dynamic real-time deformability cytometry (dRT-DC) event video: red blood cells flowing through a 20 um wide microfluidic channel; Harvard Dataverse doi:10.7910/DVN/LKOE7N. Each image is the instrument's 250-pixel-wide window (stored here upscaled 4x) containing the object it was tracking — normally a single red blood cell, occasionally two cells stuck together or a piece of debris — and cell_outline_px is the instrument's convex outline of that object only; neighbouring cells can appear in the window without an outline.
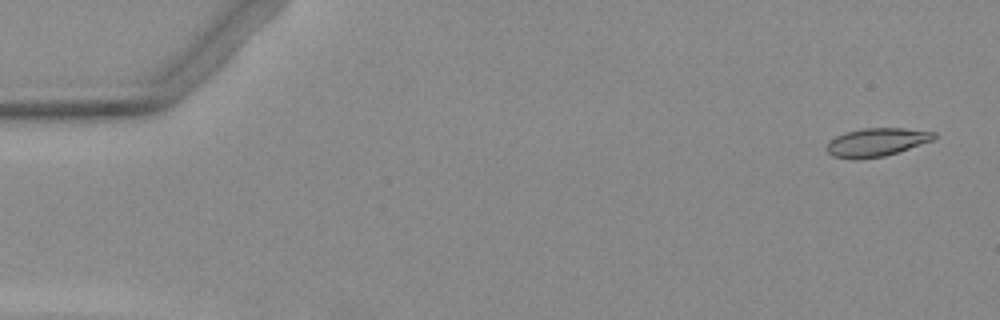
{"species": "Egyptian fruit bat (a non-hibernating species)", "species_latin": "Rousettus aegyptiacus", "temperature_condition": "warm", "stored_images_in_passage": 5, "camera_frame_rate_fps": 3000, "um_per_image_px": 0.085, "animal": {"sex": "female"}, "frame": {"image": 1, "passage_image": 1, "time_ms": 0.0, "image_size_px": [1000, 320], "cell_outline_px": [[936, 136], [932, 140], [884, 156], [856, 160], [852, 160], [832, 156], [824, 148], [828, 140], [844, 132], [864, 128], [904, 128], [936, 132]], "centroid_in_image_um": [74.42, 12.09], "position_along_channel_um": 10.6, "area_um2": 17.8}}
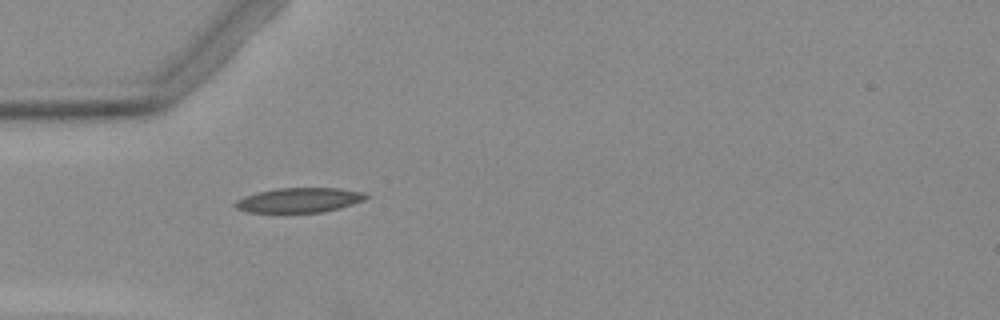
{"frame": {"image": 2, "passage_image": 4, "time_ms": 4.667, "image_size_px": [1000, 320], "cell_outline_px": [[368, 196], [364, 200], [340, 208], [324, 212], [248, 212], [236, 208], [232, 204], [236, 200], [244, 196], [256, 192], [276, 188], [340, 188], [368, 192]], "centroid_in_image_um": [25.44, 17.0], "position_along_channel_um": 59.6, "area_um2": 19.02}}
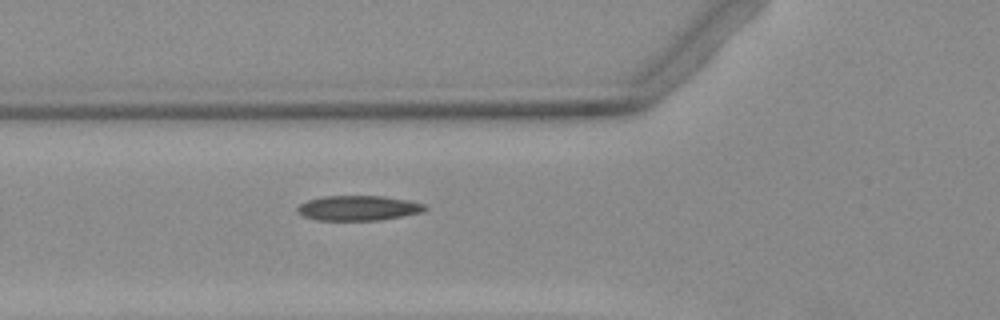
{"frame": {"image": 3, "passage_image": 5, "time_ms": 5.667, "image_size_px": [1000, 320], "cell_outline_px": [[428, 208], [420, 212], [380, 220], [316, 220], [304, 216], [296, 212], [296, 208], [300, 204], [308, 200], [324, 196], [384, 196], [424, 204]], "centroid_in_image_um": [30.39, 17.68], "position_along_channel_um": 95.4, "area_um2": 18.32}}